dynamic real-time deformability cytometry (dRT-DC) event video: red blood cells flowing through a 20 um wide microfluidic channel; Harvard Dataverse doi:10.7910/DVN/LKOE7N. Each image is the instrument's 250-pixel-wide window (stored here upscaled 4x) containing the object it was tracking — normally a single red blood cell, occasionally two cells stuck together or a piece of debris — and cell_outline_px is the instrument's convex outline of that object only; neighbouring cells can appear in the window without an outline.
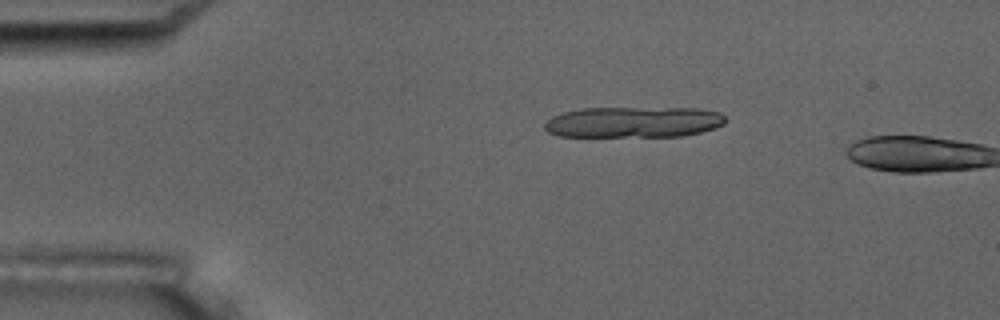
{"species": "common noctule bat (a hibernating species)", "species_latin": "Nyctalus noctula", "temperature_condition": "room temperature", "stored_images_in_passage": 2, "camera_frame_rate_fps": 3000, "um_per_image_px": 0.085, "animal": {"sex": "male", "body_mass_g": 17.5, "forearm_length_mm": 52.3}, "frame": {"image": 1, "passage_image": 1, "time_ms": 0.0, "image_size_px": [1000, 320], "cell_outline_px": [[724, 124], [716, 128], [684, 136], [556, 136], [548, 132], [544, 128], [544, 124], [552, 116], [564, 112], [584, 108], [700, 108], [720, 112], [724, 116]], "centroid_in_image_um": [53.86, 10.37], "position_along_channel_um": 31.1, "area_um2": 32.66}}